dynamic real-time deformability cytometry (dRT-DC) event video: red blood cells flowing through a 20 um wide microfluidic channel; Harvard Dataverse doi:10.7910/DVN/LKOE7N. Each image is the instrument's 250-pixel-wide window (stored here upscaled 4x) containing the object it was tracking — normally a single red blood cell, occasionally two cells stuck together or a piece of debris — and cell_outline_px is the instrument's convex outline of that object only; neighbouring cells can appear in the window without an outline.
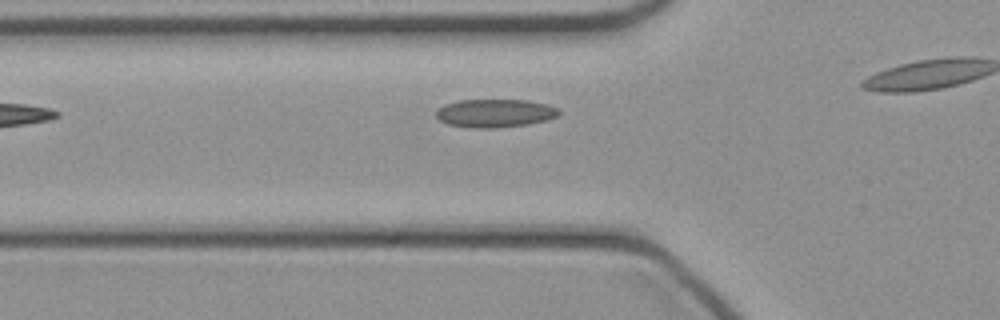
{"species": "common noctule bat (a hibernating species)", "species_latin": "Nyctalus noctula", "temperature_condition": "cold", "stored_images_in_passage": 24, "camera_frame_rate_fps": 3000, "um_per_image_px": 0.085, "animal": {"sex": "female", "body_mass_g": 21.9}, "frame": {"image": 1, "passage_image": 2, "time_ms": 0.333, "image_size_px": [1000, 320], "cell_outline_px": [[560, 112], [556, 116], [548, 120], [528, 124], [492, 128], [472, 128], [448, 124], [440, 120], [436, 116], [436, 108], [444, 104], [456, 100], [528, 100], [548, 104], [556, 108]], "centroid_in_image_um": [42.04, 9.61], "position_along_channel_um": 83.8, "area_um2": 20.29}}
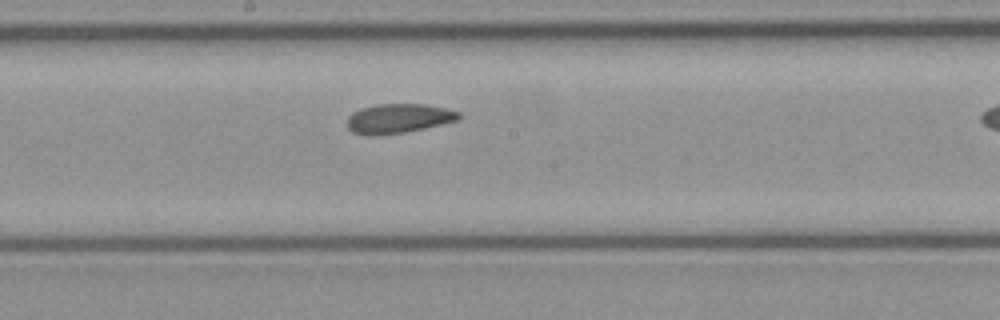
{"frame": {"image": 2, "passage_image": 11, "time_ms": 3.333, "image_size_px": [1000, 320], "cell_outline_px": [[460, 120], [424, 128], [404, 132], [380, 136], [368, 136], [352, 132], [348, 128], [348, 116], [352, 112], [360, 108], [376, 104], [424, 104], [444, 108], [460, 112]], "centroid_in_image_um": [33.84, 10.08], "position_along_channel_um": 214.4, "area_um2": 19.31}}
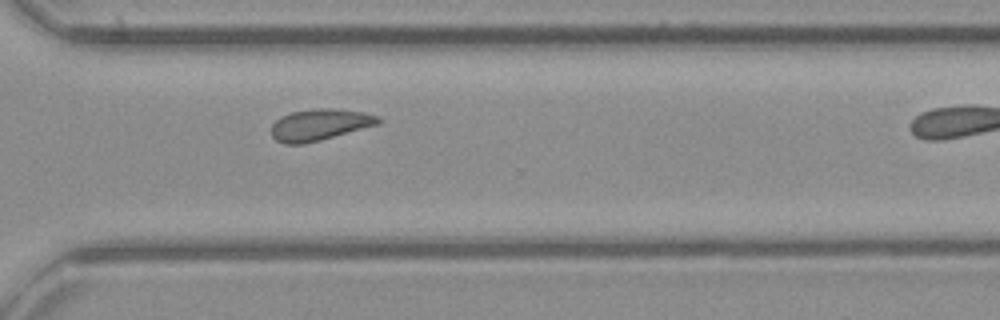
{"frame": {"image": 3, "passage_image": 20, "time_ms": 6.333, "image_size_px": [1000, 320], "cell_outline_px": [[380, 124], [320, 140], [304, 144], [284, 144], [276, 140], [272, 136], [272, 124], [280, 116], [292, 112], [312, 108], [332, 108], [364, 112], [380, 116]], "centroid_in_image_um": [27.18, 10.59], "position_along_channel_um": 343.4, "area_um2": 19.71}}